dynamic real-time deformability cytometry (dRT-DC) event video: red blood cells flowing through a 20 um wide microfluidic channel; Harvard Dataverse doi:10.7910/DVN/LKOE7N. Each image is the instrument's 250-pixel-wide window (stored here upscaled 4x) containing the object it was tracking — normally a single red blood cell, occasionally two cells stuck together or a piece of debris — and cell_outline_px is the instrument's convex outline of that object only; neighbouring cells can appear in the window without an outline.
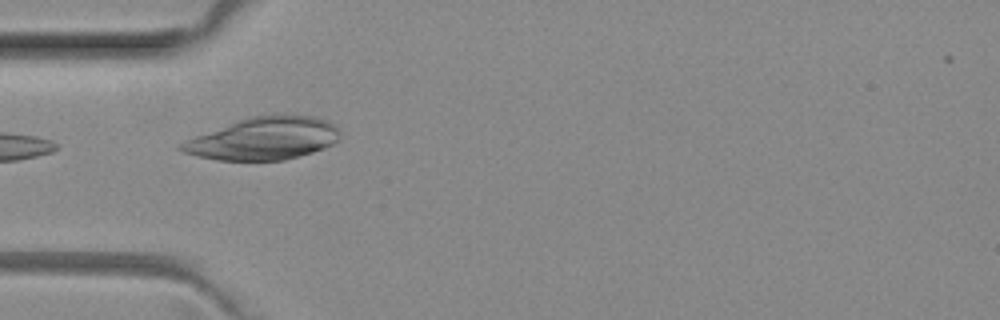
{"species": "common noctule bat (a hibernating species)", "species_latin": "Nyctalus noctula", "temperature_condition": "room temperature", "stored_images_in_passage": 8, "camera_frame_rate_fps": 3000, "um_per_image_px": 0.085, "animal": {"sex": "female", "body_mass_g": 29.2, "forearm_length_mm": 56.3}, "frame": {"image": 1, "passage_image": 5, "time_ms": 1.333, "image_size_px": [1000, 320], "cell_outline_px": [[340, 136], [332, 144], [324, 148], [312, 152], [284, 160], [216, 160], [184, 152], [176, 148], [180, 144], [196, 136], [240, 120], [252, 116], [316, 116], [328, 120], [336, 124], [340, 132]], "centroid_in_image_um": [22.46, 11.79], "position_along_channel_um": 62.5, "area_um2": 38.49}}
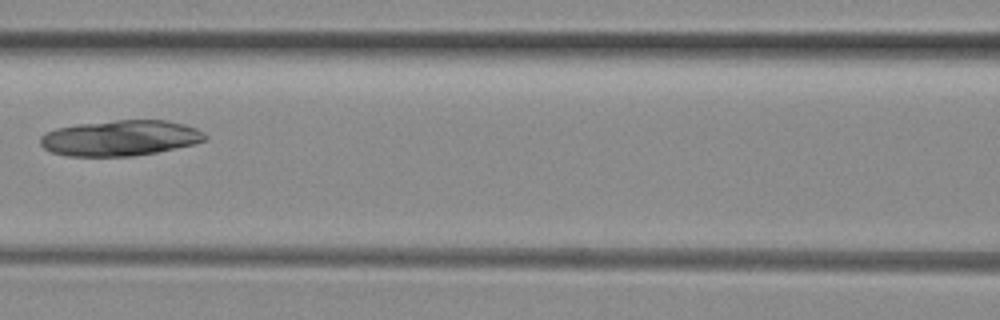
{"frame": {"image": 2, "passage_image": 7, "time_ms": 2.0, "image_size_px": [1000, 320], "cell_outline_px": [[208, 136], [204, 140], [192, 144], [176, 148], [156, 152], [132, 156], [68, 156], [52, 152], [44, 148], [40, 144], [40, 136], [44, 132], [56, 128], [76, 124], [116, 120], [168, 120], [184, 124], [196, 128], [204, 132]], "centroid_in_image_um": [10.2, 11.72], "position_along_channel_um": 156.4, "area_um2": 34.28}}
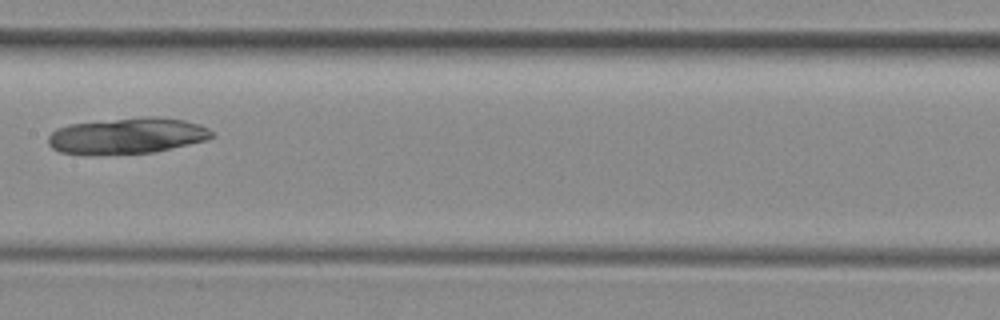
{"frame": {"image": 3, "passage_image": 8, "time_ms": 2.333, "image_size_px": [1000, 320], "cell_outline_px": [[216, 136], [204, 140], [188, 144], [152, 152], [100, 156], [92, 156], [60, 152], [52, 148], [48, 144], [48, 136], [56, 128], [68, 124], [144, 116], [152, 116], [184, 120], [200, 124], [208, 128]], "centroid_in_image_um": [10.75, 11.56], "position_along_channel_um": 196.6, "area_um2": 34.8}}